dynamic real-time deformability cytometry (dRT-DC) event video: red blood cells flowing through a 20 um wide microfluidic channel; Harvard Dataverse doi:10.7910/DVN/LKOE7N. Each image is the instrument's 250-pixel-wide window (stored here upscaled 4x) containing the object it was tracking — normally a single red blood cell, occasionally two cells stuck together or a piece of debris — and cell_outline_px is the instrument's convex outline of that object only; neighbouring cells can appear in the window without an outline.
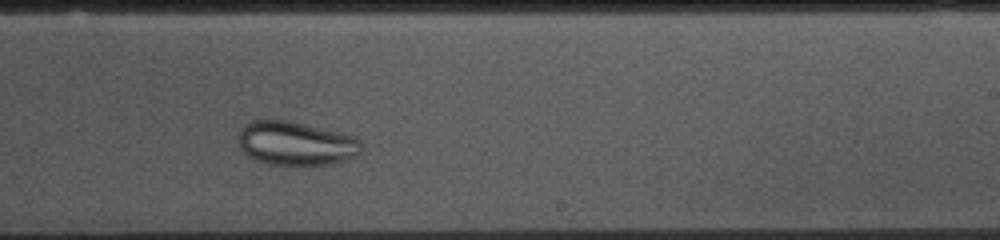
{"species": "common noctule bat (a hibernating species)", "species_latin": "Nyctalus noctula", "temperature_condition": "cold", "stored_images_in_passage": 35, "camera_frame_rate_fps": 3000, "um_per_image_px": 0.085, "animal": {"sex": "female", "body_mass_g": 10.0, "forearm_length_mm": 53.1}, "frame": {"image": 1, "passage_image": 24, "time_ms": 7.667, "image_size_px": [1000, 240], "cell_outline_px": [[360, 152], [356, 156], [344, 160], [328, 164], [268, 164], [256, 160], [248, 156], [240, 148], [240, 132], [244, 124], [252, 120], [288, 120], [352, 136], [360, 140]], "centroid_in_image_um": [25.11, 12.18], "position_along_channel_um": 263.9, "area_um2": 30.81}}
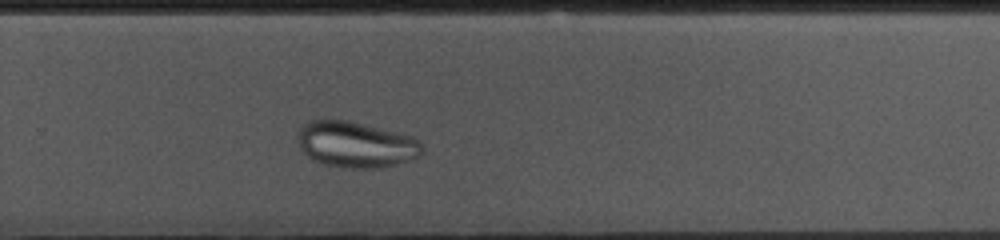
{"frame": {"image": 2, "passage_image": 27, "time_ms": 8.667, "image_size_px": [1000, 240], "cell_outline_px": [[424, 148], [420, 156], [396, 164], [376, 168], [348, 168], [328, 164], [312, 160], [300, 148], [296, 140], [296, 132], [304, 124], [312, 120], [348, 120], [412, 136], [420, 140]], "centroid_in_image_um": [30.24, 12.28], "position_along_channel_um": 299.6, "area_um2": 33.35}}
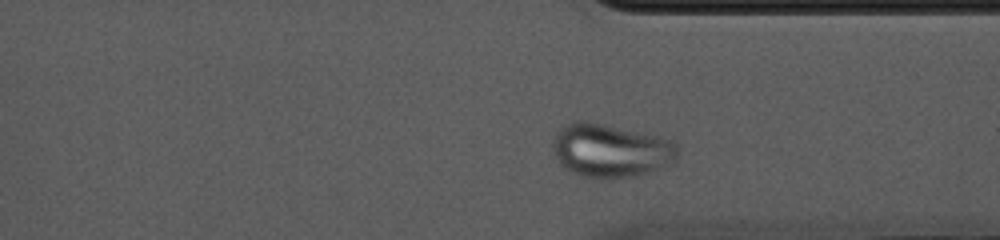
{"frame": {"image": 3, "passage_image": 32, "time_ms": 10.333, "image_size_px": [1000, 240], "cell_outline_px": [[676, 156], [672, 160], [648, 172], [636, 176], [604, 180], [584, 176], [572, 172], [564, 168], [560, 164], [552, 152], [552, 140], [556, 132], [564, 124], [576, 120], [588, 120], [656, 136], [672, 140], [676, 144]], "centroid_in_image_um": [51.79, 12.78], "position_along_channel_um": 359.6, "area_um2": 38.9}}